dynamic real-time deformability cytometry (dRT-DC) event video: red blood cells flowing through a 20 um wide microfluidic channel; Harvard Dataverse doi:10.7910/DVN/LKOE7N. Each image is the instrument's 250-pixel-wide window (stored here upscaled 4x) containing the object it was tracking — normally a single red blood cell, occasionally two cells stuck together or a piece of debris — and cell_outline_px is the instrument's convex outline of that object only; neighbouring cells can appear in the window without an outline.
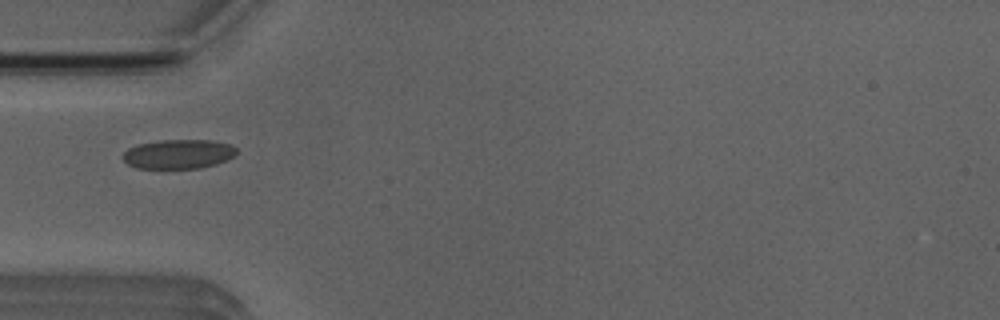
{"species": "Egyptian fruit bat (a non-hibernating species)", "species_latin": "Rousettus aegyptiacus", "temperature_condition": "room temperature", "stored_images_in_passage": 3, "camera_frame_rate_fps": 3000, "um_per_image_px": 0.085, "animal": {"sex": "male"}, "frame": {"image": 1, "passage_image": 3, "time_ms": 2.333, "image_size_px": [1000, 320], "cell_outline_px": [[236, 152], [228, 160], [216, 164], [200, 168], [136, 168], [128, 164], [120, 156], [128, 148], [140, 144], [160, 140], [212, 140], [232, 144], [236, 148]], "centroid_in_image_um": [15.17, 13.09], "position_along_channel_um": 69.8, "area_um2": 19.48}}